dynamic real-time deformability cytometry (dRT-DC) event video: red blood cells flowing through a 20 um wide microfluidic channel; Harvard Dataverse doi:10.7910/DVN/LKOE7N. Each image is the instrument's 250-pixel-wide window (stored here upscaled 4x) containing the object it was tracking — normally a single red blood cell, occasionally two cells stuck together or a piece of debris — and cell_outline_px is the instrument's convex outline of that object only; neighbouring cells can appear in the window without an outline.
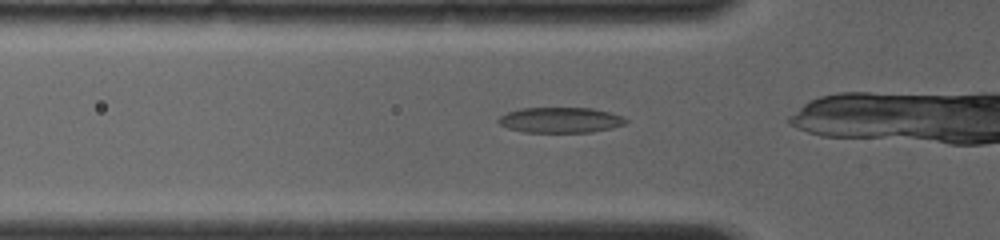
{"species": "common noctule bat (a hibernating species)", "species_latin": "Nyctalus noctula", "temperature_condition": "room temperature", "stored_images_in_passage": 3, "camera_frame_rate_fps": 4000, "um_per_image_px": 0.085, "animal": {"sex": "female", "body_mass_g": 19.0, "forearm_length_mm": 56.7}, "frame": {"image": 1, "passage_image": 2, "time_ms": 0.25, "image_size_px": [1000, 240], "cell_outline_px": [[628, 120], [624, 124], [612, 128], [592, 132], [524, 132], [508, 128], [500, 124], [496, 120], [500, 116], [508, 112], [520, 108], [592, 108], [608, 112], [620, 116]], "centroid_in_image_um": [47.61, 10.2], "position_along_channel_um": 78.2, "area_um2": 18.79}}